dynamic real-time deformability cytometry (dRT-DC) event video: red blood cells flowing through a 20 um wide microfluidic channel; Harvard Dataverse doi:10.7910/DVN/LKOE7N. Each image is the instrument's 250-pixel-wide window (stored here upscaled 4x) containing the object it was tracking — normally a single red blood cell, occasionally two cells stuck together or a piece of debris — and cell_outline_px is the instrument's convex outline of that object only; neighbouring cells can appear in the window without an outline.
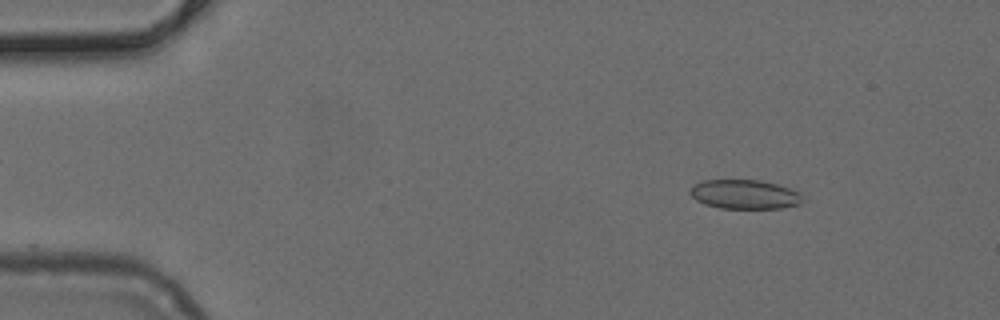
{"species": "common noctule bat (a hibernating species)", "species_latin": "Nyctalus noctula", "temperature_condition": "cold", "stored_images_in_passage": 48, "camera_frame_rate_fps": 3000, "um_per_image_px": 0.085, "animal": {"sex": "female", "body_mass_g": 24.6, "forearm_length_mm": 56.2}, "frame": {"image": 1, "passage_image": 6, "time_ms": 1.667, "image_size_px": [1000, 320], "cell_outline_px": [[800, 204], [780, 208], [720, 208], [704, 204], [696, 200], [688, 192], [696, 184], [704, 180], [760, 180], [776, 184], [800, 192]], "centroid_in_image_um": [63.26, 16.52], "position_along_channel_um": 21.7, "area_um2": 18.9}}
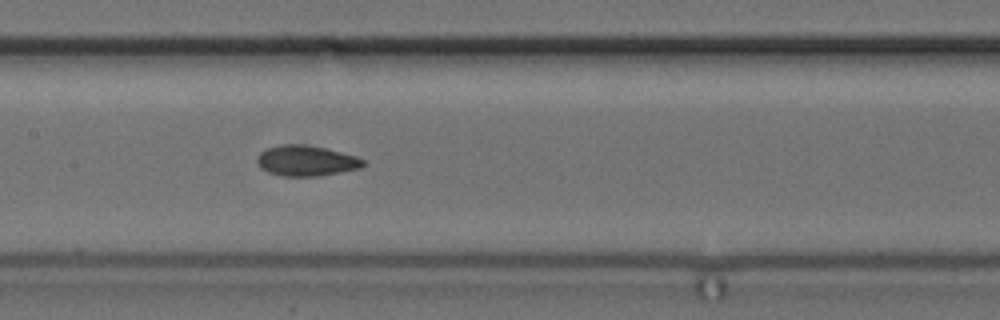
{"frame": {"image": 2, "passage_image": 24, "time_ms": 7.667, "image_size_px": [1000, 320], "cell_outline_px": [[364, 164], [360, 168], [340, 172], [316, 176], [280, 176], [268, 172], [260, 168], [256, 160], [260, 152], [268, 148], [280, 144], [304, 144], [324, 148], [356, 156], [364, 160]], "centroid_in_image_um": [25.99, 13.66], "position_along_channel_um": 181.4, "area_um2": 18.79}}
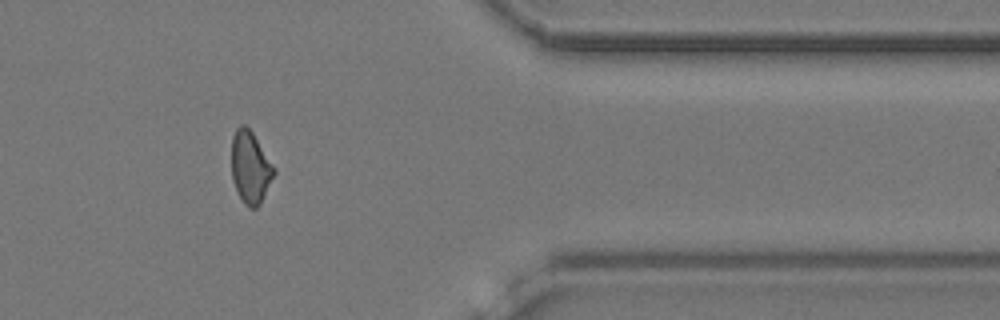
{"frame": {"image": 3, "passage_image": 41, "time_ms": 13.333, "image_size_px": [1000, 320], "cell_outline_px": [[276, 172], [260, 204], [256, 208], [248, 208], [244, 204], [232, 180], [232, 136], [236, 128], [240, 124], [244, 124], [252, 132], [276, 168]], "centroid_in_image_um": [21.29, 14.22], "position_along_channel_um": 390.1, "area_um2": 17.86}}